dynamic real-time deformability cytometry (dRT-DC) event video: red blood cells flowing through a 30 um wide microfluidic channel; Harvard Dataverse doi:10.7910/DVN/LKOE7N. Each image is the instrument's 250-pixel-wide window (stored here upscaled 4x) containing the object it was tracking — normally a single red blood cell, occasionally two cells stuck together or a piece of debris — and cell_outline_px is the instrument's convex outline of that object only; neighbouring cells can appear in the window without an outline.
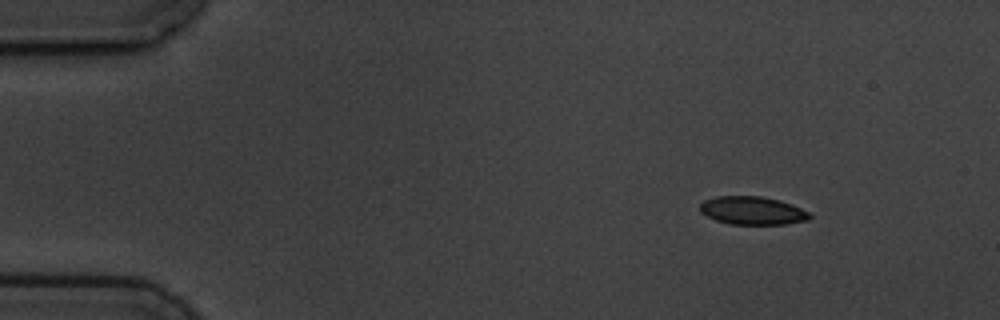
{"species": "common noctule bat (a hibernating species)", "species_latin": "Nyctalus noctula", "temperature_condition": "cold", "stored_images_in_passage": 6, "camera_frame_rate_fps": 3000, "um_per_image_px": 0.085, "animal": {"sex": "male", "body_mass_g": 19.5, "forearm_length_mm": 54.6}, "frame": {"image": 1, "passage_image": 1, "time_ms": 0.0, "image_size_px": [1000, 320], "cell_outline_px": [[812, 216], [808, 220], [784, 224], [732, 224], [716, 220], [700, 212], [700, 204], [704, 200], [716, 196], [760, 196], [780, 200], [792, 204], [808, 212]], "centroid_in_image_um": [63.95, 17.89], "position_along_channel_um": 21.0, "area_um2": 17.92}}
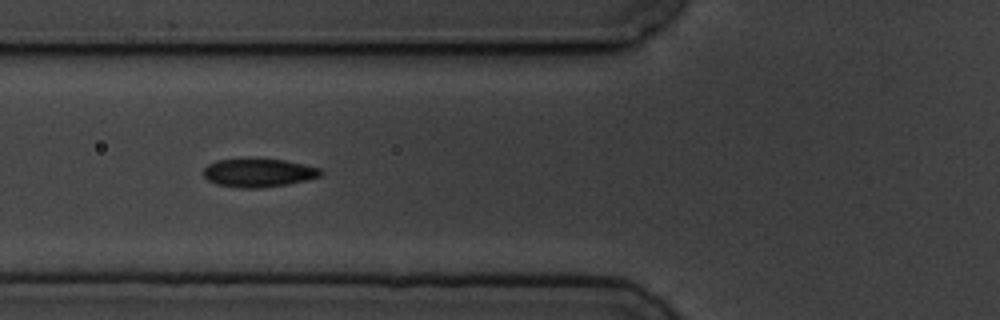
{"frame": {"image": 2, "passage_image": 5, "time_ms": 4.667, "image_size_px": [1000, 320], "cell_outline_px": [[324, 172], [320, 176], [308, 180], [288, 184], [260, 188], [240, 188], [216, 184], [208, 180], [204, 176], [204, 168], [208, 164], [216, 160], [284, 160], [304, 164], [320, 168]], "centroid_in_image_um": [22.0, 14.71], "position_along_channel_um": 103.8, "area_um2": 19.19}}
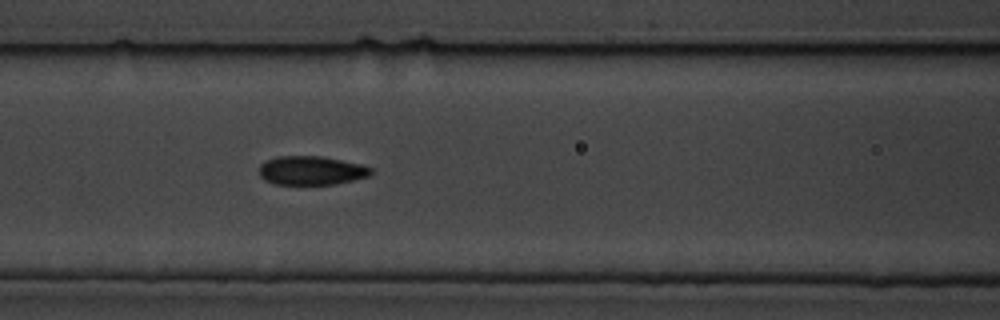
{"frame": {"image": 3, "passage_image": 6, "time_ms": 5.667, "image_size_px": [1000, 320], "cell_outline_px": [[372, 172], [368, 176], [336, 184], [276, 184], [264, 180], [260, 176], [260, 164], [276, 156], [320, 156], [360, 164], [372, 168]], "centroid_in_image_um": [26.44, 14.49], "position_along_channel_um": 140.2, "area_um2": 18.61}}